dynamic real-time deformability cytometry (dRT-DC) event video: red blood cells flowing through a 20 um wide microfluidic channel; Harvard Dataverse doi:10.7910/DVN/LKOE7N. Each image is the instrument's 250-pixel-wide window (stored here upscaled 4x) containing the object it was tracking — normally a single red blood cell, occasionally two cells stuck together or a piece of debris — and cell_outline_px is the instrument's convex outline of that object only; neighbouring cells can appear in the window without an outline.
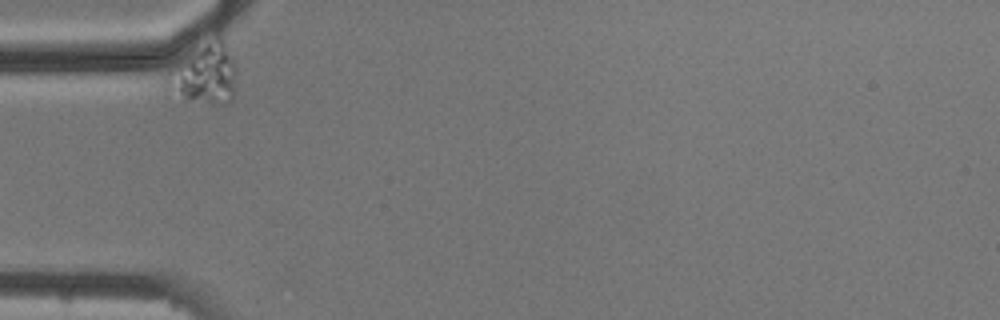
{"species": "common noctule bat (a hibernating species)", "species_latin": "Nyctalus noctula", "temperature_condition": "cold", "stored_images_in_passage": 2, "camera_frame_rate_fps": 3000, "um_per_image_px": 0.085, "animal": {"sex": "male", "body_mass_g": 20.5, "forearm_length_mm": 52.5}, "frame": {"image": 1, "passage_image": 1, "time_ms": 0.0, "image_size_px": [1000, 320], "cell_outline_px": [[236, 68], [232, 100], [224, 104], [164, 92], [164, 84], [176, 64], [180, 60], [216, 32], [220, 32], [232, 56]], "centroid_in_image_um": [17.42, 6.18], "position_along_channel_um": 67.6, "area_um2": 24.1}}
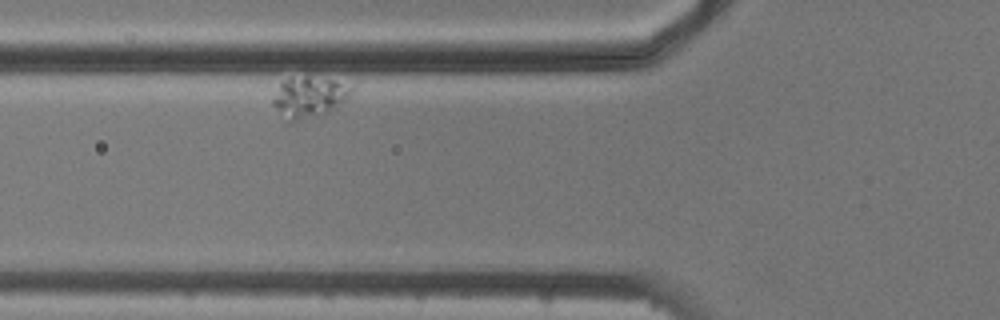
{"frame": {"image": 2, "passage_image": 2, "time_ms": 1.333, "image_size_px": [1000, 320], "cell_outline_px": [[356, 84], [352, 92], [336, 108], [328, 112], [292, 124], [288, 124], [272, 104], [272, 100], [280, 84], [284, 80], [292, 76], [308, 76]], "centroid_in_image_um": [26.27, 8.26], "position_along_channel_um": 99.5, "area_um2": 19.19}}